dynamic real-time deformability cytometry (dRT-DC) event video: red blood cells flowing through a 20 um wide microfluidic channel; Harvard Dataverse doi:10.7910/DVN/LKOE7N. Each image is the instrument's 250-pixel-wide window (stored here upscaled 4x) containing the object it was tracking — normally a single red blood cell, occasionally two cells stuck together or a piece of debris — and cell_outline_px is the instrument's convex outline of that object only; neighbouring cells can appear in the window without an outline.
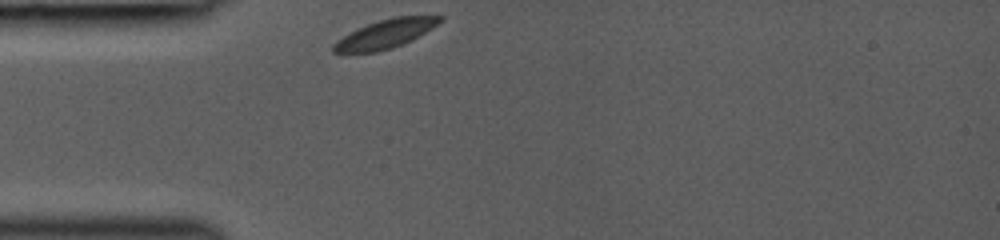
{"species": "common noctule bat (a hibernating species)", "species_latin": "Nyctalus noctula", "temperature_condition": "room temperature", "stored_images_in_passage": 27, "camera_frame_rate_fps": 3000, "um_per_image_px": 0.085, "animal": {"sex": "female", "body_mass_g": 19.0, "forearm_length_mm": 53.3}, "frame": {"image": 1, "passage_image": 1, "time_ms": 0.0, "image_size_px": [1000, 240], "cell_outline_px": [[444, 20], [432, 28], [392, 48], [376, 52], [332, 52], [332, 44], [336, 40], [368, 24], [392, 16], [444, 16]], "centroid_in_image_um": [32.75, 2.87], "position_along_channel_um": 52.2, "area_um2": 17.28}}
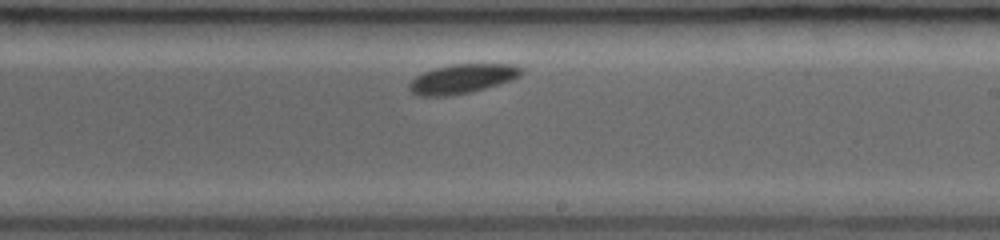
{"frame": {"image": 2, "passage_image": 16, "time_ms": 5.0, "image_size_px": [1000, 240], "cell_outline_px": [[524, 72], [520, 76], [512, 80], [472, 92], [448, 96], [416, 96], [408, 88], [408, 84], [416, 76], [424, 72], [436, 68], [452, 64], [516, 64], [524, 68]], "centroid_in_image_um": [39.32, 6.7], "position_along_channel_um": 249.7, "area_um2": 19.31}}
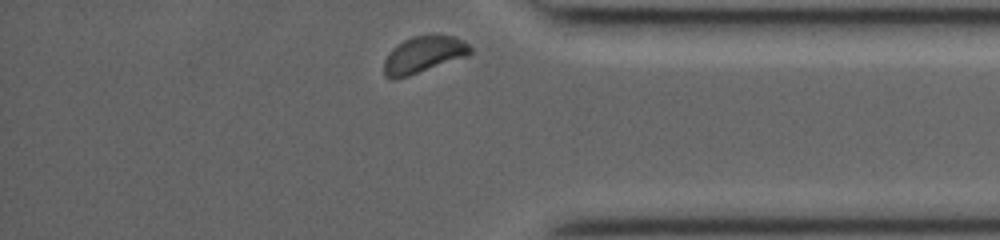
{"frame": {"image": 3, "passage_image": 27, "time_ms": 8.667, "image_size_px": [1000, 240], "cell_outline_px": [[472, 52], [468, 56], [396, 80], [392, 80], [384, 76], [384, 60], [392, 48], [404, 40], [412, 36], [456, 36], [464, 40], [472, 48]], "centroid_in_image_um": [36.0, 4.66], "position_along_channel_um": 399.2, "area_um2": 18.44}}